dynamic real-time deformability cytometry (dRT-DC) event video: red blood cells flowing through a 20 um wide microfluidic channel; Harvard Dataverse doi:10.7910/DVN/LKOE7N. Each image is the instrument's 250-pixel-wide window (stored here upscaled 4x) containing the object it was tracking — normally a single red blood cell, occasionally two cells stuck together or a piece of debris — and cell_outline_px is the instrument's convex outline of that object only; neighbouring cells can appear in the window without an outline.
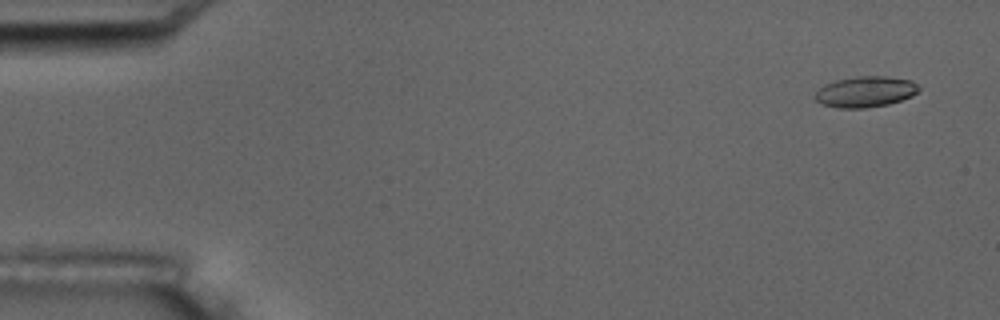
{"species": "common noctule bat (a hibernating species)", "species_latin": "Nyctalus noctula", "temperature_condition": "room temperature", "stored_images_in_passage": 10, "camera_frame_rate_fps": 3000, "um_per_image_px": 0.085, "animal": {"sex": "male", "body_mass_g": 17.5, "forearm_length_mm": 52.3}, "frame": {"image": 1, "passage_image": 1, "time_ms": 0.0, "image_size_px": [1000, 320], "cell_outline_px": [[920, 88], [912, 96], [888, 104], [864, 108], [836, 108], [820, 104], [812, 96], [824, 84], [836, 80], [856, 76], [884, 76], [912, 80]], "centroid_in_image_um": [73.51, 7.8], "position_along_channel_um": 11.5, "area_um2": 18.73}}
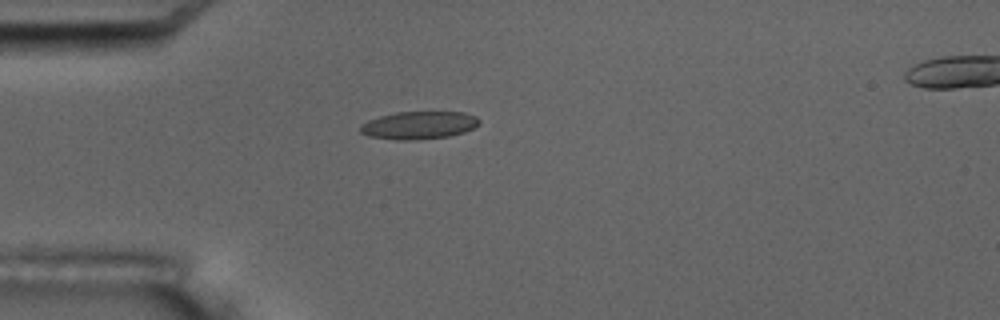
{"frame": {"image": 2, "passage_image": 4, "time_ms": 4.333, "image_size_px": [1000, 320], "cell_outline_px": [[480, 124], [464, 132], [448, 136], [416, 140], [396, 140], [368, 136], [360, 132], [360, 124], [368, 120], [380, 116], [396, 112], [464, 112], [476, 116], [480, 120]], "centroid_in_image_um": [35.59, 10.64], "position_along_channel_um": 49.4, "area_um2": 19.31}}